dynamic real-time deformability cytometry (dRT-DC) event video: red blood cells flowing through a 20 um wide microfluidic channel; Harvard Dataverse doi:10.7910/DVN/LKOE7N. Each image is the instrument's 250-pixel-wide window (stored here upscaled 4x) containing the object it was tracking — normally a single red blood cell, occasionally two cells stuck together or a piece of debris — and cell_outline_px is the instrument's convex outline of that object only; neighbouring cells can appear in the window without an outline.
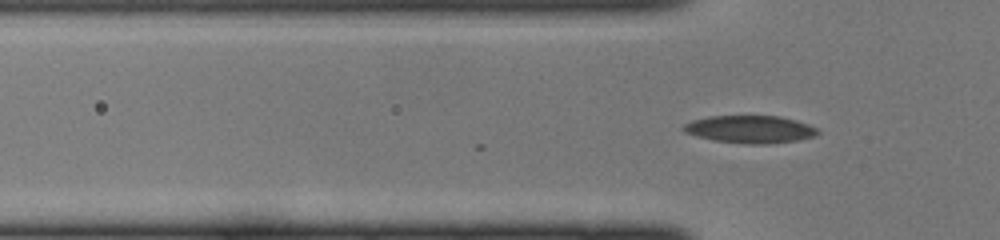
{"species": "common noctule bat (a hibernating species)", "species_latin": "Nyctalus noctula", "temperature_condition": "cold", "stored_images_in_passage": 4, "camera_frame_rate_fps": 3000, "um_per_image_px": 0.085, "animal": {"sex": "female", "body_mass_g": 22.0, "forearm_length_mm": 56.7}, "frame": {"image": 1, "passage_image": 4, "time_ms": 1.0, "image_size_px": [1000, 240], "cell_outline_px": [[820, 132], [816, 136], [796, 140], [768, 144], [748, 144], [716, 140], [696, 136], [684, 132], [680, 128], [684, 124], [692, 120], [708, 116], [780, 116], [796, 120], [808, 124], [816, 128]], "centroid_in_image_um": [63.75, 10.98], "position_along_channel_um": 62.1, "area_um2": 21.56}}